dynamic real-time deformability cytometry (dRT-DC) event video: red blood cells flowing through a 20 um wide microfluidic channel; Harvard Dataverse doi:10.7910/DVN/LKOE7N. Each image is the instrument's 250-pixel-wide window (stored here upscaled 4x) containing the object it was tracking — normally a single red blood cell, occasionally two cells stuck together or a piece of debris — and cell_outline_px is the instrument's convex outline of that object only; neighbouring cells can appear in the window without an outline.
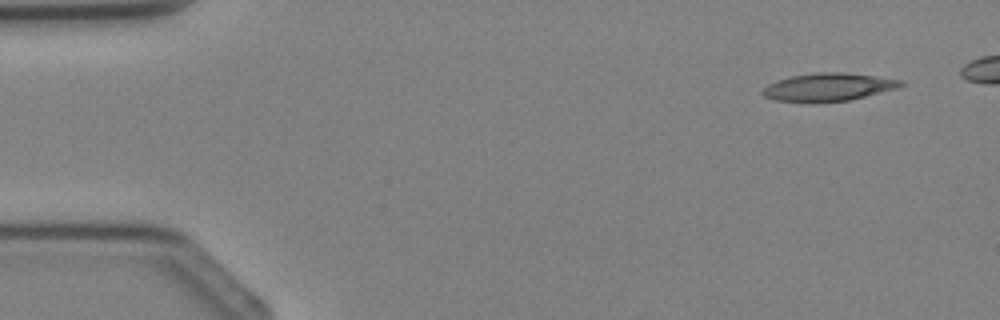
{"species": "Egyptian fruit bat (a non-hibernating species)", "species_latin": "Rousettus aegyptiacus", "temperature_condition": "cold", "stored_images_in_passage": 4, "camera_frame_rate_fps": 3000, "um_per_image_px": 0.085, "animal": {"sex": "female"}, "frame": {"image": 1, "passage_image": 1, "time_ms": 0.0, "image_size_px": [1000, 320], "cell_outline_px": [[904, 84], [900, 88], [848, 100], [776, 100], [764, 96], [760, 92], [768, 84], [776, 80], [792, 76], [820, 72], [844, 72], [904, 80]], "centroid_in_image_um": [70.47, 7.36], "position_along_channel_um": 14.5, "area_um2": 21.79}}